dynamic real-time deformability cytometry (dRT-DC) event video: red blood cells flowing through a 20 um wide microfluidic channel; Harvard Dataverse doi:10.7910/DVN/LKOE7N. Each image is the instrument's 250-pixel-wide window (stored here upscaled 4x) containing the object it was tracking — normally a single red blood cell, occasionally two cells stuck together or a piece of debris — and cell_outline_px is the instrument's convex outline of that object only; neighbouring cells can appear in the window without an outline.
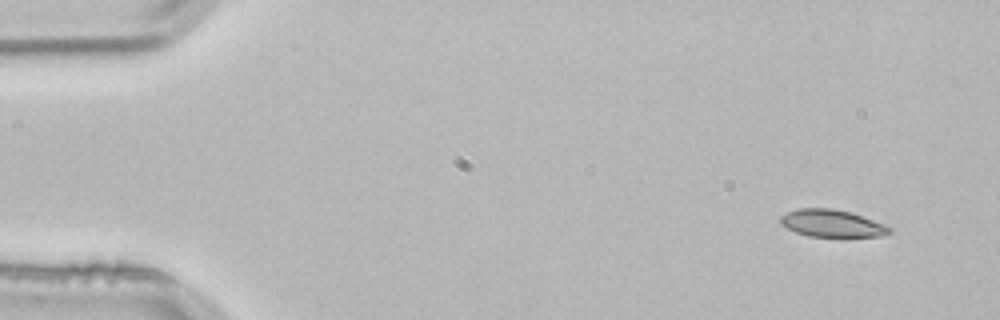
{"species": "common noctule bat (a hibernating species)", "species_latin": "Nyctalus noctula", "temperature_condition": "room temperature", "stored_images_in_passage": 3, "camera_frame_rate_fps": 3000, "um_per_image_px": 0.085, "animal": {"sex": "male", "body_mass_g": 21.5, "forearm_length_mm": 52.0}, "frame": {"image": 1, "passage_image": 1, "time_ms": 0.0, "image_size_px": [1000, 320], "cell_outline_px": [[892, 232], [880, 236], [808, 236], [796, 232], [780, 224], [780, 216], [796, 208], [832, 208], [852, 212], [884, 224], [892, 228]], "centroid_in_image_um": [70.71, 18.97], "position_along_channel_um": 14.3, "area_um2": 17.28}}
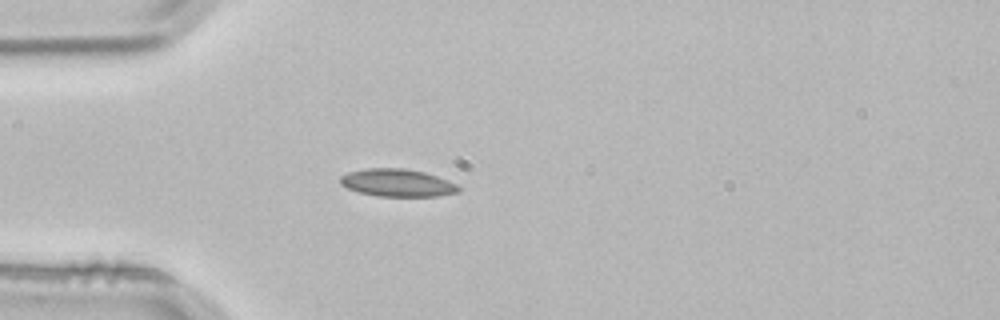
{"frame": {"image": 2, "passage_image": 3, "time_ms": 0.667, "image_size_px": [1000, 320], "cell_outline_px": [[460, 192], [436, 196], [376, 196], [360, 192], [348, 188], [340, 184], [340, 176], [348, 172], [368, 168], [404, 168], [424, 172], [448, 180], [456, 184], [460, 188]], "centroid_in_image_um": [33.77, 15.54], "position_along_channel_um": 51.2, "area_um2": 18.96}}